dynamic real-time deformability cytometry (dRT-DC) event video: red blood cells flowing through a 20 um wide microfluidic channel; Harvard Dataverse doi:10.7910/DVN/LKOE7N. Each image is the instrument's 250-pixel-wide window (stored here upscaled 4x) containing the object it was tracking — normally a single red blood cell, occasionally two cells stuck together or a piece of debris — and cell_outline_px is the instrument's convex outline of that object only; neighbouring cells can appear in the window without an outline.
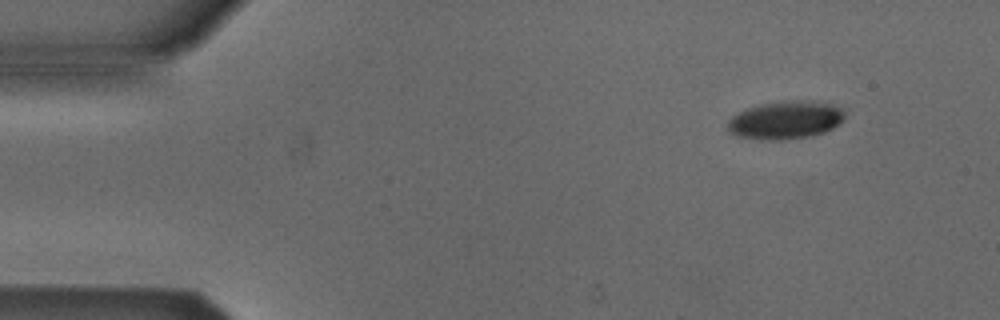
{"species": "Egyptian fruit bat (a non-hibernating species)", "species_latin": "Rousettus aegyptiacus", "temperature_condition": "cold", "stored_images_in_passage": 7, "camera_frame_rate_fps": 3000, "um_per_image_px": 0.085, "animal": {"sex": "male"}, "frame": {"image": 1, "passage_image": 2, "time_ms": 1.0, "image_size_px": [1000, 320], "cell_outline_px": [[848, 108], [844, 116], [832, 128], [824, 132], [808, 136], [772, 140], [740, 136], [732, 132], [728, 128], [728, 120], [732, 116], [748, 108], [760, 104], [784, 100], [804, 100], [832, 104]], "centroid_in_image_um": [66.82, 10.16], "position_along_channel_um": 18.2, "area_um2": 25.55}}
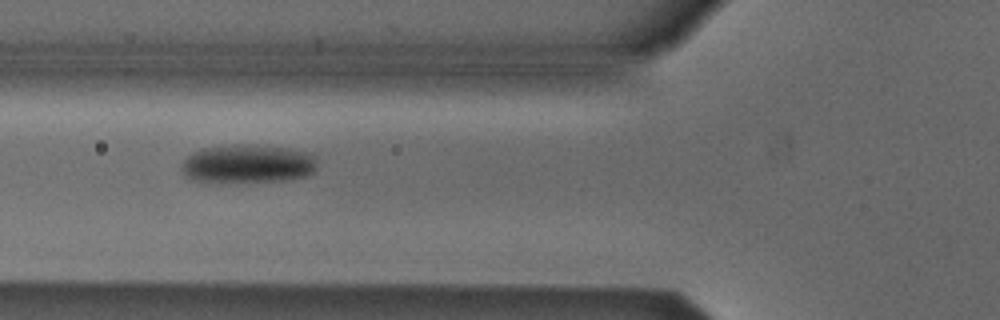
{"frame": {"image": 2, "passage_image": 6, "time_ms": 5.667, "image_size_px": [1000, 320], "cell_outline_px": [[316, 164], [312, 172], [304, 176], [284, 180], [220, 184], [192, 180], [184, 176], [180, 168], [180, 164], [192, 152], [200, 148], [232, 144], [240, 144], [288, 148], [308, 152], [316, 156]], "centroid_in_image_um": [20.96, 13.94], "position_along_channel_um": 104.8, "area_um2": 31.21}}
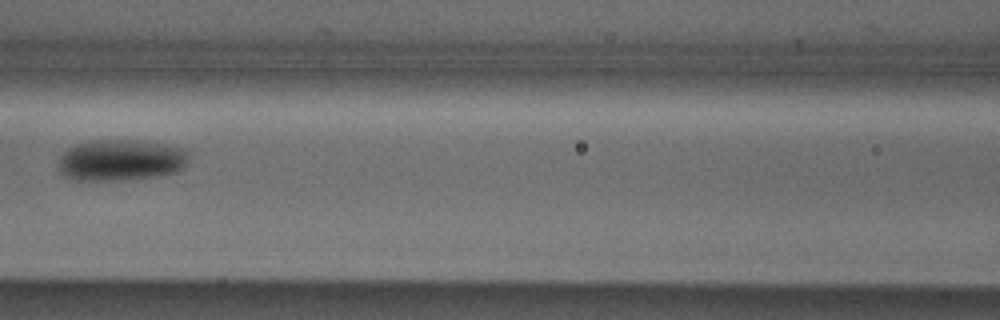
{"frame": {"image": 3, "passage_image": 7, "time_ms": 7.0, "image_size_px": [1000, 320], "cell_outline_px": [[188, 156], [184, 168], [176, 172], [160, 176], [128, 180], [72, 180], [64, 176], [60, 168], [60, 156], [72, 144], [92, 140], [140, 140], [168, 144], [188, 148]], "centroid_in_image_um": [10.32, 13.6], "position_along_channel_um": 156.3, "area_um2": 31.96}}